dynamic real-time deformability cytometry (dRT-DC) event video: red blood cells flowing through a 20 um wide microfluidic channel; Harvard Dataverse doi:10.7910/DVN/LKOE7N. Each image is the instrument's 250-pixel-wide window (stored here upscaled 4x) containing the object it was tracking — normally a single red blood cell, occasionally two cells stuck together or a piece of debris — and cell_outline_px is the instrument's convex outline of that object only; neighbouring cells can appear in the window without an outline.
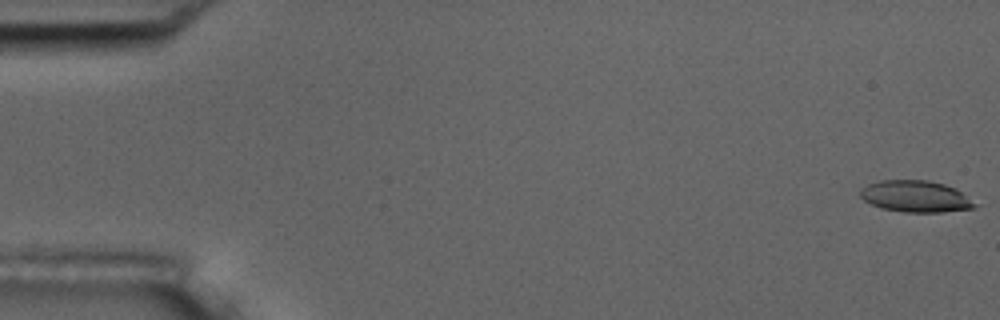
{"species": "common noctule bat (a hibernating species)", "species_latin": "Nyctalus noctula", "temperature_condition": "room temperature", "stored_images_in_passage": 56, "camera_frame_rate_fps": 3000, "um_per_image_px": 0.085, "animal": {"sex": "male", "body_mass_g": 17.5, "forearm_length_mm": 52.3}, "frame": {"image": 1, "passage_image": 1, "time_ms": 0.0, "image_size_px": [1000, 320], "cell_outline_px": [[980, 204], [976, 208], [940, 212], [904, 212], [880, 208], [864, 200], [860, 196], [860, 188], [868, 184], [880, 180], [928, 180], [944, 184], [956, 188]], "centroid_in_image_um": [77.87, 16.69], "position_along_channel_um": 7.1, "area_um2": 21.33}}
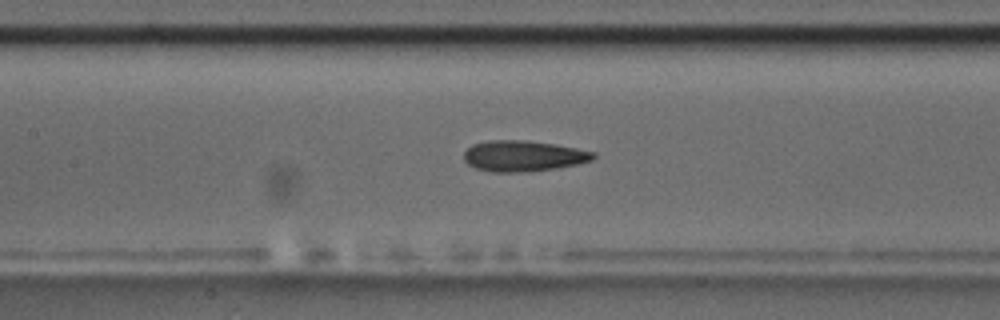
{"frame": {"image": 2, "passage_image": 26, "time_ms": 8.333, "image_size_px": [1000, 320], "cell_outline_px": [[596, 156], [592, 160], [576, 164], [556, 168], [528, 172], [492, 172], [476, 168], [468, 164], [464, 160], [464, 152], [472, 144], [488, 140], [528, 140], [556, 144], [596, 152]], "centroid_in_image_um": [44.48, 13.25], "position_along_channel_um": 162.9, "area_um2": 23.41}}
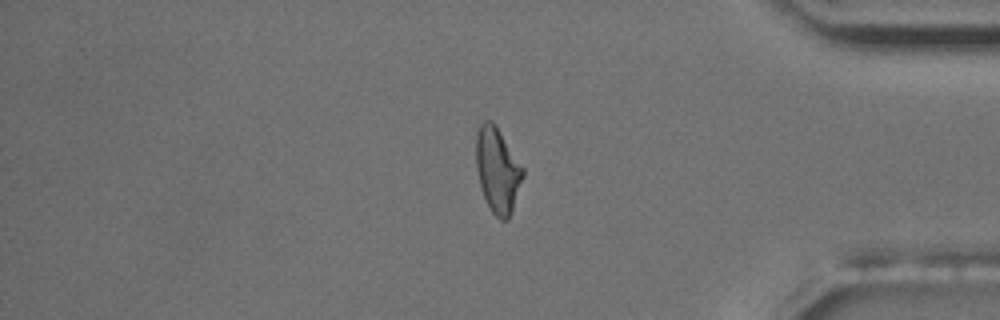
{"frame": {"image": 3, "passage_image": 47, "time_ms": 15.333, "image_size_px": [1000, 320], "cell_outline_px": [[524, 176], [512, 212], [508, 220], [500, 220], [492, 212], [484, 196], [480, 184], [476, 168], [476, 132], [480, 124], [484, 120], [492, 120], [496, 124], [524, 168]], "centroid_in_image_um": [42.3, 14.43], "position_along_channel_um": 392.9, "area_um2": 23.41}, "authors_computed_cell_mechanics": {"area_um2": 22.8021, "velocity_mm_per_s": 3.6448, "shape_relaxation_time_tau1_ms": 6.319, "shape_relaxation_time_tau2_ms": 2.0309, "deformation_change_tau1": 0.1971, "deformation_change_tau2": 0.1077}}